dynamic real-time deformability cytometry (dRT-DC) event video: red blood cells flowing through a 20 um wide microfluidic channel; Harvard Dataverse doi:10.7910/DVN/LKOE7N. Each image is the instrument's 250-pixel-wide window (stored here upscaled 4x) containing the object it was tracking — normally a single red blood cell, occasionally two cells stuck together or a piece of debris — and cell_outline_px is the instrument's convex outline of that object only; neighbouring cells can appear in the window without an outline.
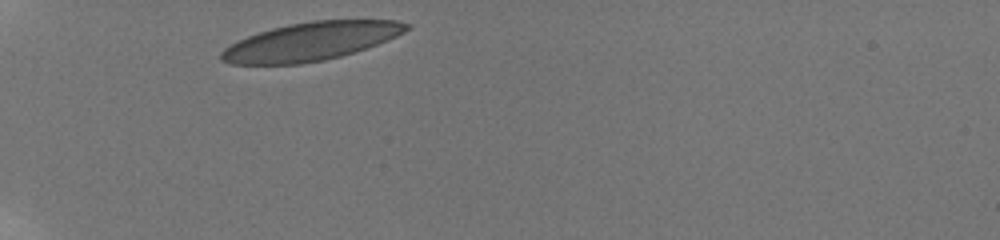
{"species": "human", "species_latin": "Homo sapiens", "temperature_condition": "room temperature", "stored_images_in_passage": 20, "camera_frame_rate_fps": 3000, "um_per_image_px": 0.085, "donor": {"sex": "male"}, "frame": {"image": 1, "passage_image": 1, "time_ms": 0.0, "image_size_px": [1000, 240], "cell_outline_px": [[412, 28], [388, 40], [340, 56], [324, 60], [300, 64], [232, 64], [220, 60], [220, 52], [224, 48], [248, 36], [272, 28], [288, 24], [312, 20], [396, 20], [412, 24]], "centroid_in_image_um": [26.44, 3.51], "position_along_channel_um": 58.6, "area_um2": 41.04}}
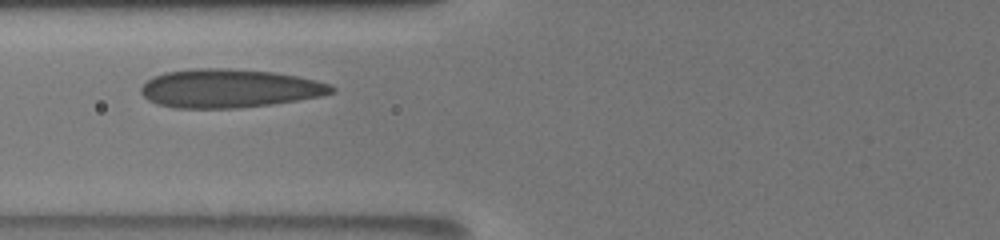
{"frame": {"image": 2, "passage_image": 4, "time_ms": 2.0, "image_size_px": [1000, 240], "cell_outline_px": [[336, 92], [324, 96], [272, 104], [240, 108], [172, 108], [156, 104], [148, 100], [140, 92], [140, 88], [152, 76], [164, 72], [196, 68], [228, 68], [272, 72], [296, 76], [316, 80], [332, 84], [336, 88]], "centroid_in_image_um": [19.5, 7.52], "position_along_channel_um": 106.3, "area_um2": 43.23}, "authors_computed_cell_mechanics": {"area_um2": 41.4426, "velocity_mm_per_s": 3.7733, "shape_relaxation_time_tau1_ms": 2.94, "shape_relaxation_time_tau2_ms": 1.1073, "deformation_change_tau1": 0.1206, "deformation_change_tau2": 0.0394}}